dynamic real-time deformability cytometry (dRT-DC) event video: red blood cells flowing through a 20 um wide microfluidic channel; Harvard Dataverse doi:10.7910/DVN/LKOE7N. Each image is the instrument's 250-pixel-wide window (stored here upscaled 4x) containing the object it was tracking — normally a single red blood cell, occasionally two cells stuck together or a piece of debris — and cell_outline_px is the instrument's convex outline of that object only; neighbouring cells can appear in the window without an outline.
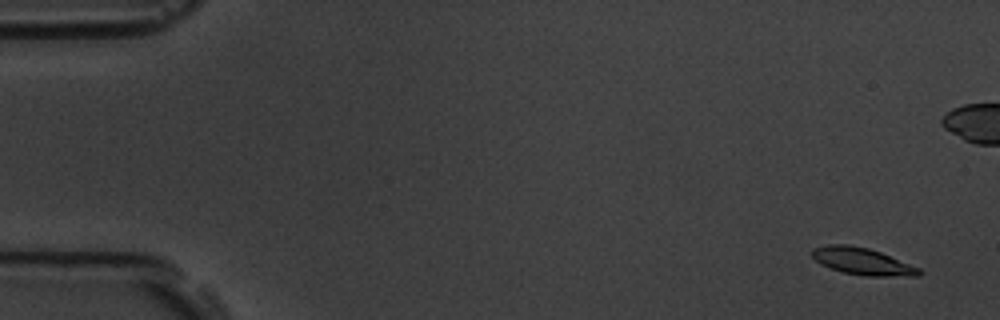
{"species": "common noctule bat (a hibernating species)", "species_latin": "Nyctalus noctula", "temperature_condition": "room temperature", "stored_images_in_passage": 5, "camera_frame_rate_fps": 3000, "um_per_image_px": 0.085, "animal": {"sex": "male", "body_mass_g": 19.5, "forearm_length_mm": 54.6}, "frame": {"image": 1, "passage_image": 1, "time_ms": 0.0, "image_size_px": [1000, 320], "cell_outline_px": [[924, 272], [920, 276], [864, 276], [840, 272], [820, 264], [808, 252], [812, 248], [828, 244], [848, 244], [868, 248], [880, 252], [920, 268]], "centroid_in_image_um": [73.27, 22.21], "position_along_channel_um": 11.7, "area_um2": 17.11}}